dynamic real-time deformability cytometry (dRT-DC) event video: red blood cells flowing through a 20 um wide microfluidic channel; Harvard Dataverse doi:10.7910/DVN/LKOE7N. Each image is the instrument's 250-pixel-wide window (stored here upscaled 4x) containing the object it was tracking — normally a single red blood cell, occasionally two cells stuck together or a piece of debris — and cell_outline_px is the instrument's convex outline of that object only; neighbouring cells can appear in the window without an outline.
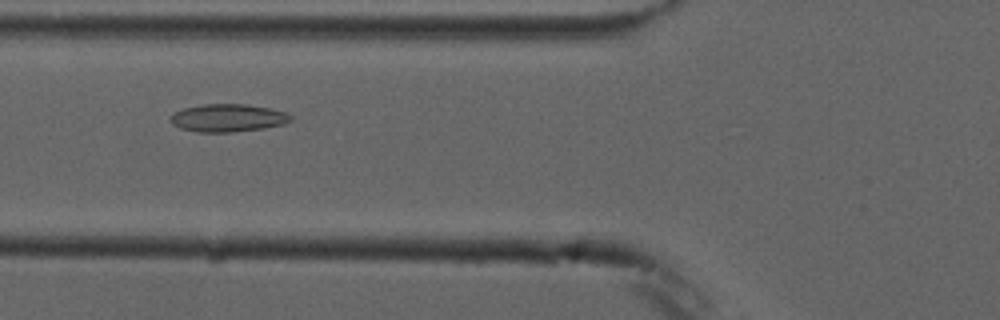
{"species": "common noctule bat (a hibernating species)", "species_latin": "Nyctalus noctula", "temperature_condition": "cold", "stored_images_in_passage": 6, "camera_frame_rate_fps": 3000, "um_per_image_px": 0.085, "animal": {"sex": "male", "forearm_length_mm": 52.5}, "frame": {"image": 1, "passage_image": 3, "time_ms": 2.333, "image_size_px": [1000, 320], "cell_outline_px": [[292, 120], [284, 124], [264, 128], [232, 132], [196, 132], [180, 128], [172, 124], [168, 120], [168, 116], [184, 108], [204, 104], [248, 104], [268, 108], [284, 112], [292, 116]], "centroid_in_image_um": [19.33, 10.03], "position_along_channel_um": 106.5, "area_um2": 19.54}}
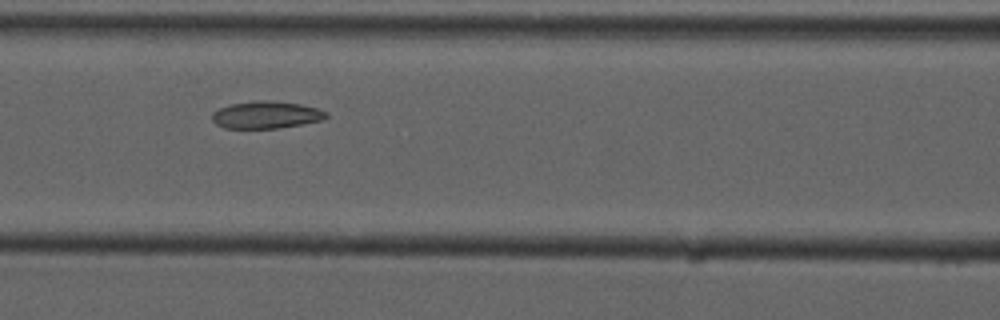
{"frame": {"image": 2, "passage_image": 4, "time_ms": 3.333, "image_size_px": [1000, 320], "cell_outline_px": [[328, 116], [324, 120], [276, 128], [224, 128], [216, 124], [212, 120], [212, 112], [220, 108], [232, 104], [260, 100], [272, 100], [300, 104], [316, 108], [328, 112]], "centroid_in_image_um": [22.63, 9.76], "position_along_channel_um": 144.0, "area_um2": 18.03}}
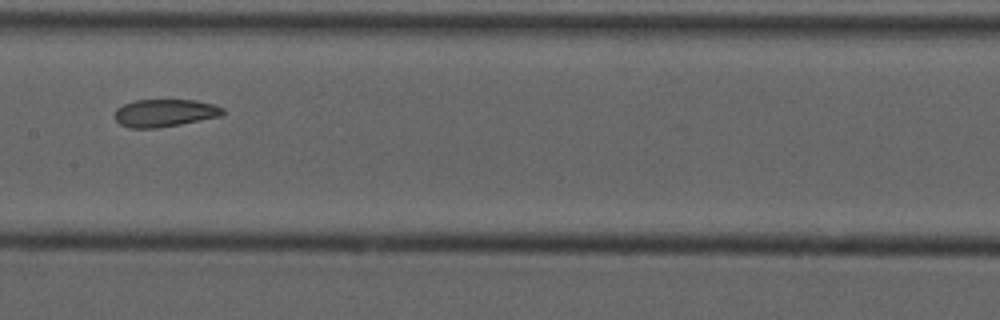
{"frame": {"image": 3, "passage_image": 5, "time_ms": 4.667, "image_size_px": [1000, 320], "cell_outline_px": [[224, 112], [220, 116], [180, 124], [156, 128], [128, 128], [120, 124], [112, 116], [116, 108], [124, 104], [136, 100], [196, 100], [212, 104], [224, 108]], "centroid_in_image_um": [13.95, 9.6], "position_along_channel_um": 193.5, "area_um2": 17.4}}